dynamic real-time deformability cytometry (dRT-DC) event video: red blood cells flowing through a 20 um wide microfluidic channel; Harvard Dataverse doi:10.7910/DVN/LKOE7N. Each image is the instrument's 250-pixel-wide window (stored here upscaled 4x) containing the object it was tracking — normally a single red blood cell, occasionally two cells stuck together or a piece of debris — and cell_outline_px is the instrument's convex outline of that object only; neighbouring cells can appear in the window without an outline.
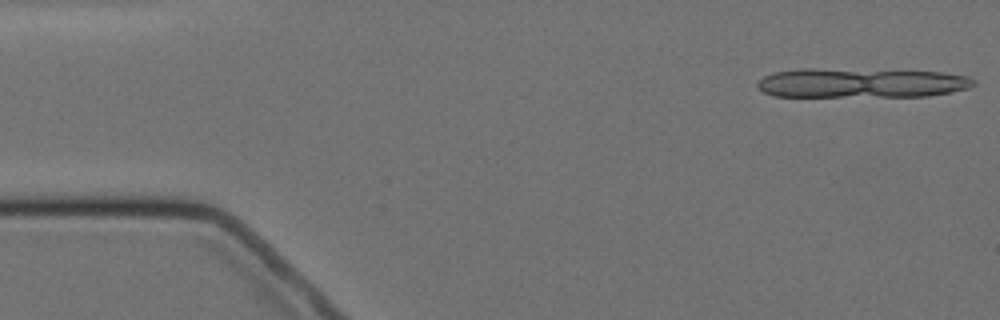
{"species": "Egyptian fruit bat (a non-hibernating species)", "species_latin": "Rousettus aegyptiacus", "temperature_condition": "cold", "stored_images_in_passage": 2, "camera_frame_rate_fps": 3000, "um_per_image_px": 0.085, "animal": {"sex": "female"}, "frame": {"image": 1, "passage_image": 2, "time_ms": 2.0, "image_size_px": [1000, 320], "cell_outline_px": [[976, 84], [968, 88], [928, 96], [772, 96], [756, 88], [756, 84], [764, 76], [772, 72], [804, 68], [812, 68], [940, 72], [968, 76], [976, 80]], "centroid_in_image_um": [73.16, 7.05], "position_along_channel_um": 11.8, "area_um2": 37.17}}